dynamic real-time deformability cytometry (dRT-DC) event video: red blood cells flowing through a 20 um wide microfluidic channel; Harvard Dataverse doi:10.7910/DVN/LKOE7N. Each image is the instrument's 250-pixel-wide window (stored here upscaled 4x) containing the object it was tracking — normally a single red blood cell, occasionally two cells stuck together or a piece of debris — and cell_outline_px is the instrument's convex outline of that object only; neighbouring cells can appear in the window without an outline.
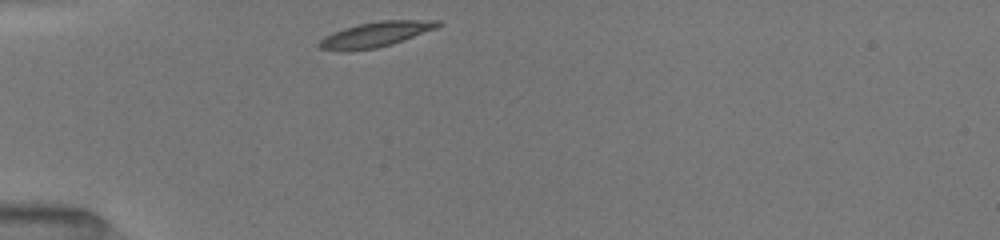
{"species": "common noctule bat (a hibernating species)", "species_latin": "Nyctalus noctula", "temperature_condition": "room temperature", "stored_images_in_passage": 25, "camera_frame_rate_fps": 3000, "um_per_image_px": 0.085, "animal": {"sex": "female", "body_mass_g": 19.5, "forearm_length_mm": 54.1}, "frame": {"image": 1, "passage_image": 1, "time_ms": 0.0, "image_size_px": [1000, 240], "cell_outline_px": [[444, 24], [436, 28], [392, 44], [376, 48], [320, 48], [316, 44], [324, 36], [344, 28], [360, 24], [380, 20], [440, 20]], "centroid_in_image_um": [32.04, 2.87], "position_along_channel_um": 53.0, "area_um2": 16.59}}
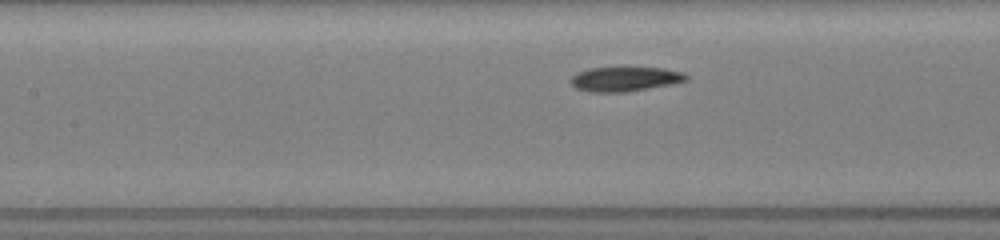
{"frame": {"image": 2, "passage_image": 10, "time_ms": 3.0, "image_size_px": [1000, 240], "cell_outline_px": [[688, 80], [672, 84], [624, 92], [588, 92], [576, 88], [568, 80], [576, 72], [592, 68], [664, 68], [684, 72], [688, 76]], "centroid_in_image_um": [53.11, 6.72], "position_along_channel_um": 154.3, "area_um2": 16.47}}
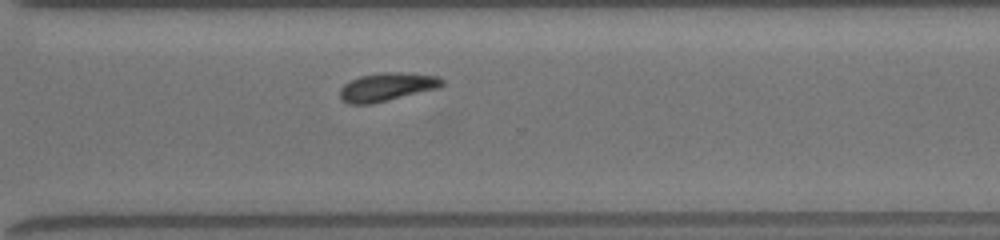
{"frame": {"image": 3, "passage_image": 25, "time_ms": 7.667, "image_size_px": [1000, 240], "cell_outline_px": [[444, 84], [440, 88], [368, 104], [348, 104], [340, 100], [340, 88], [344, 84], [360, 76], [380, 72], [404, 72], [436, 76], [444, 80]], "centroid_in_image_um": [32.88, 7.38], "position_along_channel_um": 337.7, "area_um2": 16.82}}